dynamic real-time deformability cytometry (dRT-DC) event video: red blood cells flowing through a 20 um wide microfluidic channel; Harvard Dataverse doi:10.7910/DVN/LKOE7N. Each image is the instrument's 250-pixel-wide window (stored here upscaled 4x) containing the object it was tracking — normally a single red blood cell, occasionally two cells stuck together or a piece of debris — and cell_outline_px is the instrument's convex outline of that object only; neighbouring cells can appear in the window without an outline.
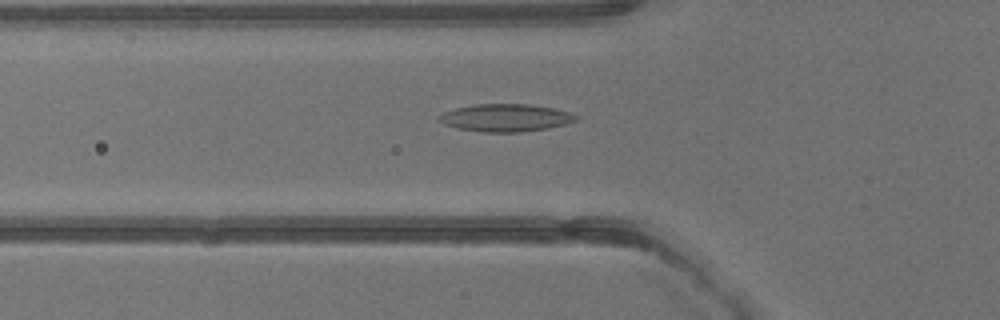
{"species": "common noctule bat (a hibernating species)", "species_latin": "Nyctalus noctula", "temperature_condition": "warm", "stored_images_in_passage": 26, "camera_frame_rate_fps": 3000, "um_per_image_px": 0.085, "animal": {"sex": "male", "body_mass_g": 13.3}, "frame": {"image": 1, "passage_image": 2, "time_ms": 0.333, "image_size_px": [1000, 320], "cell_outline_px": [[580, 120], [548, 128], [520, 132], [480, 132], [456, 128], [444, 124], [436, 116], [444, 112], [456, 108], [476, 104], [528, 104], [552, 108], [572, 112], [580, 116]], "centroid_in_image_um": [43.01, 10.01], "position_along_channel_um": 82.8, "area_um2": 22.14}}
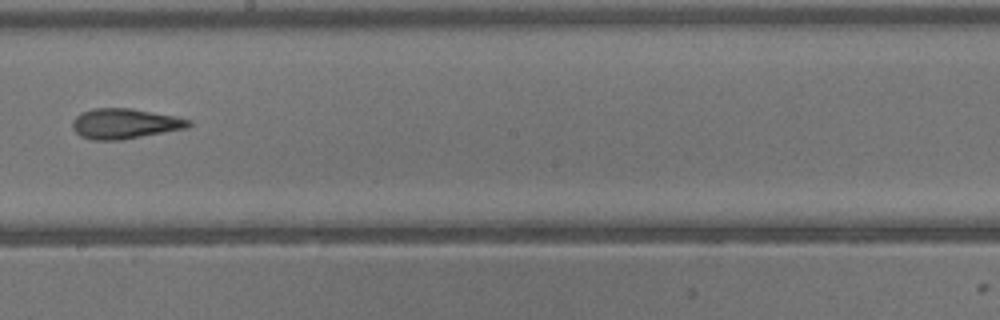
{"frame": {"image": 2, "passage_image": 11, "time_ms": 3.333, "image_size_px": [1000, 320], "cell_outline_px": [[192, 124], [188, 128], [120, 140], [92, 140], [80, 136], [72, 128], [72, 120], [80, 112], [96, 108], [132, 108], [172, 116], [188, 120]], "centroid_in_image_um": [10.55, 10.51], "position_along_channel_um": 237.7, "area_um2": 20.35}}
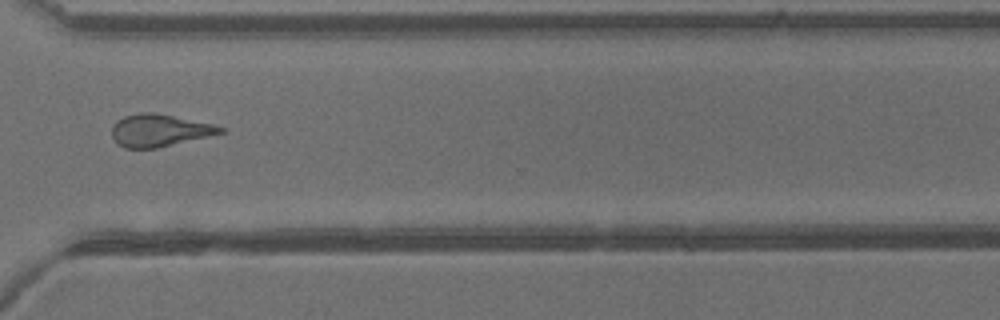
{"frame": {"image": 3, "passage_image": 18, "time_ms": 5.667, "image_size_px": [1000, 320], "cell_outline_px": [[224, 132], [208, 136], [156, 148], [124, 148], [112, 136], [112, 124], [124, 116], [140, 112], [152, 112], [212, 124], [224, 128]], "centroid_in_image_um": [13.51, 11.08], "position_along_channel_um": 357.1, "area_um2": 20.0}}